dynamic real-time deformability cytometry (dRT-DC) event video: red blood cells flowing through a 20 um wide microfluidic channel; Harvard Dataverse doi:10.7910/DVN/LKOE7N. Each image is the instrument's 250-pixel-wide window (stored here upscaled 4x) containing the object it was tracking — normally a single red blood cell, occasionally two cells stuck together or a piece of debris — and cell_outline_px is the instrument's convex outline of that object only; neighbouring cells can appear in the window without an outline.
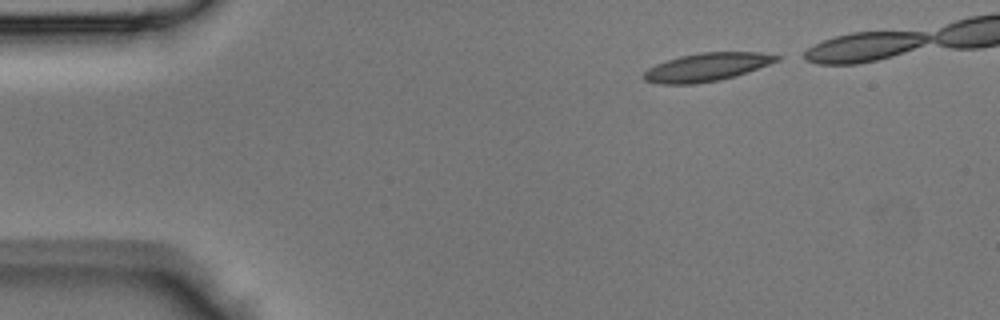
{"species": "Egyptian fruit bat (a non-hibernating species)", "species_latin": "Rousettus aegyptiacus", "temperature_condition": "room temperature", "stored_images_in_passage": 31, "camera_frame_rate_fps": 3000, "um_per_image_px": 0.085, "animal": {"sex": "male"}, "frame": {"image": 1, "passage_image": 1, "time_ms": 0.0, "image_size_px": [1000, 320], "cell_outline_px": [[780, 60], [736, 76], [720, 80], [692, 84], [660, 84], [644, 80], [640, 76], [648, 68], [656, 64], [680, 56], [704, 52], [760, 52], [780, 56]], "centroid_in_image_um": [60.05, 5.71], "position_along_channel_um": 24.9, "area_um2": 21.79}}
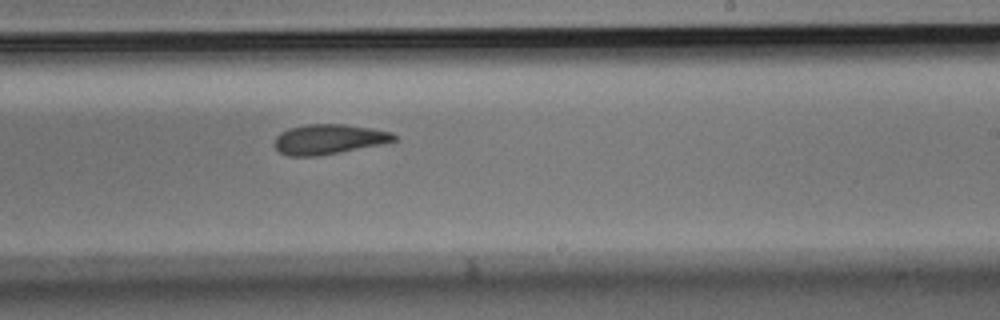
{"frame": {"image": 2, "passage_image": 21, "time_ms": 6.667, "image_size_px": [1000, 320], "cell_outline_px": [[396, 140], [380, 144], [320, 156], [288, 156], [280, 152], [272, 144], [276, 136], [280, 132], [288, 128], [308, 124], [344, 124], [392, 132], [396, 136]], "centroid_in_image_um": [27.88, 11.84], "position_along_channel_um": 261.1, "area_um2": 20.81}}
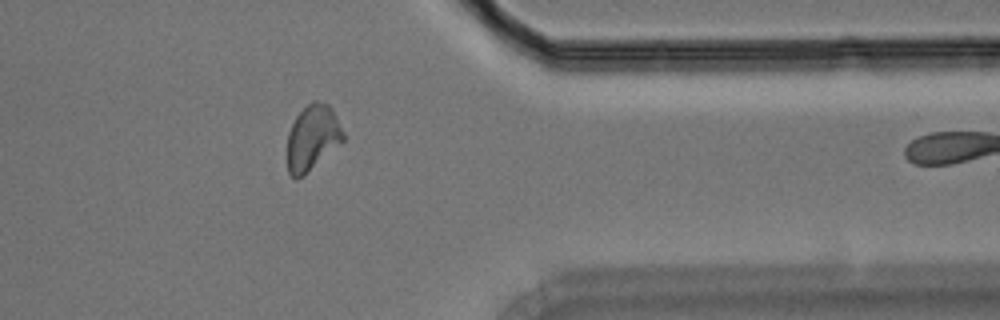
{"frame": {"image": 3, "passage_image": 30, "time_ms": 9.667, "image_size_px": [1000, 320], "cell_outline_px": [[344, 140], [304, 176], [296, 180], [288, 172], [288, 132], [296, 116], [312, 100], [316, 100], [328, 104], [332, 108], [344, 132]], "centroid_in_image_um": [26.56, 11.71], "position_along_channel_um": 384.8, "area_um2": 21.27}}